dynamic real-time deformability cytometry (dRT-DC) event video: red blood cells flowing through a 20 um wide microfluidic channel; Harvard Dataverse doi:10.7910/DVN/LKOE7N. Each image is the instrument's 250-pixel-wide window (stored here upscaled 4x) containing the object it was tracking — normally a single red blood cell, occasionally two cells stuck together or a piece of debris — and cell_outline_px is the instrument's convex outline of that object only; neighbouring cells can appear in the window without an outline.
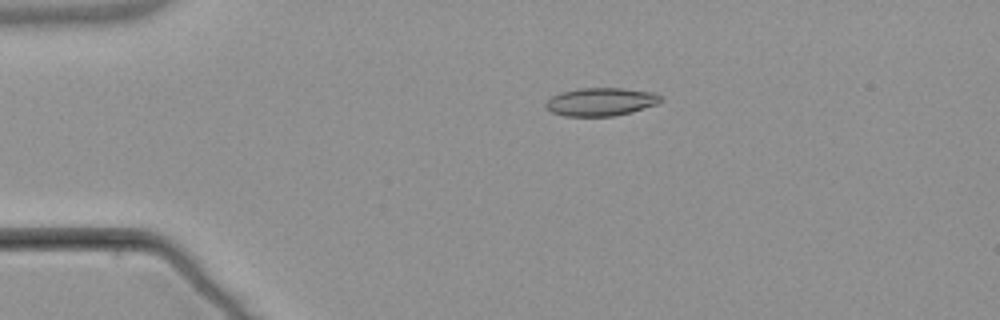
{"species": "common noctule bat (a hibernating species)", "species_latin": "Nyctalus noctula", "temperature_condition": "warm", "stored_images_in_passage": 5, "camera_frame_rate_fps": 3000, "um_per_image_px": 0.085, "animal": {"sex": "male", "body_mass_g": 21.5, "forearm_length_mm": 52.0}, "frame": {"image": 1, "passage_image": 3, "time_ms": 2.667, "image_size_px": [1000, 320], "cell_outline_px": [[660, 100], [656, 104], [632, 112], [612, 116], [564, 116], [552, 112], [544, 104], [552, 96], [560, 92], [576, 88], [624, 88], [656, 92], [660, 96]], "centroid_in_image_um": [51.06, 8.64], "position_along_channel_um": 33.9, "area_um2": 18.84}}
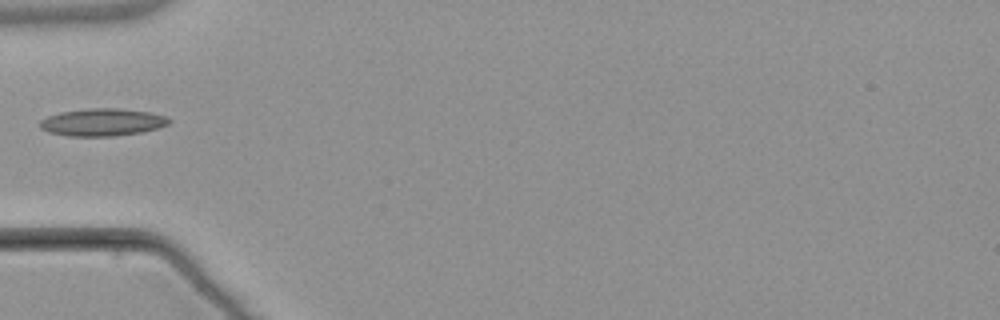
{"frame": {"image": 2, "passage_image": 5, "time_ms": 5.0, "image_size_px": [1000, 320], "cell_outline_px": [[172, 120], [168, 124], [156, 128], [140, 132], [112, 136], [68, 136], [48, 132], [40, 128], [40, 120], [48, 116], [60, 112], [88, 108], [120, 108], [148, 112], [164, 116]], "centroid_in_image_um": [8.66, 10.38], "position_along_channel_um": 76.3, "area_um2": 20.52}}